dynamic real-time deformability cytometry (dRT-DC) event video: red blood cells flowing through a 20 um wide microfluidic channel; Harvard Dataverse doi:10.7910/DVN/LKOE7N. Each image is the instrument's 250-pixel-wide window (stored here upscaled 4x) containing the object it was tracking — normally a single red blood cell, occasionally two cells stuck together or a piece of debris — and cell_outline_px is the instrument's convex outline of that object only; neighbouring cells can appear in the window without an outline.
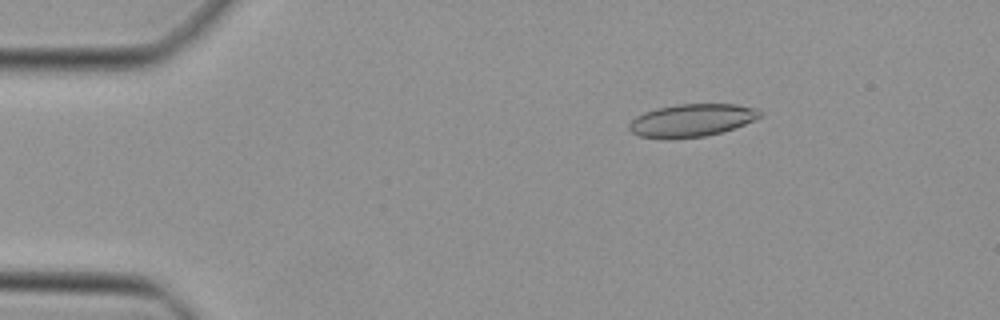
{"species": "Egyptian fruit bat (a non-hibernating species)", "species_latin": "Rousettus aegyptiacus", "temperature_condition": "cold", "stored_images_in_passage": 47, "camera_frame_rate_fps": 3000, "um_per_image_px": 0.085, "animal": {"sex": "female"}, "frame": {"image": 1, "passage_image": 8, "time_ms": 2.333, "image_size_px": [1000, 320], "cell_outline_px": [[764, 116], [744, 124], [720, 132], [704, 136], [664, 140], [640, 136], [632, 132], [628, 128], [628, 124], [636, 116], [644, 112], [656, 108], [676, 104], [736, 104], [752, 108], [764, 112]], "centroid_in_image_um": [58.76, 10.23], "position_along_channel_um": 26.2, "area_um2": 25.09}}
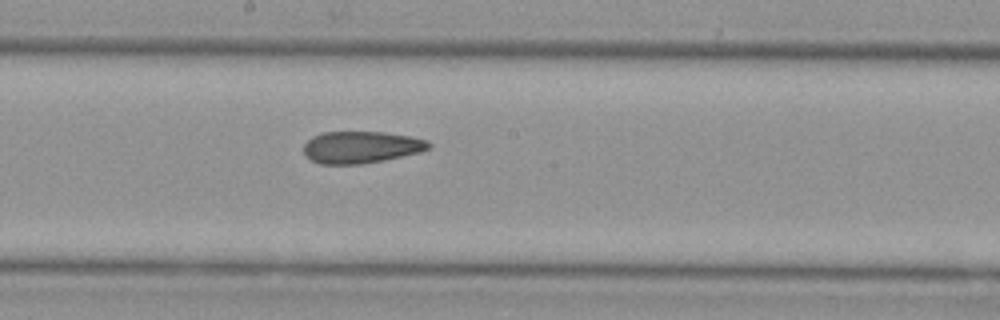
{"frame": {"image": 2, "passage_image": 26, "time_ms": 8.333, "image_size_px": [1000, 320], "cell_outline_px": [[432, 144], [428, 148], [420, 152], [384, 160], [360, 164], [320, 164], [312, 160], [304, 152], [304, 144], [312, 136], [324, 132], [384, 132], [408, 136], [428, 140]], "centroid_in_image_um": [30.69, 12.51], "position_along_channel_um": 217.5, "area_um2": 23.12}}
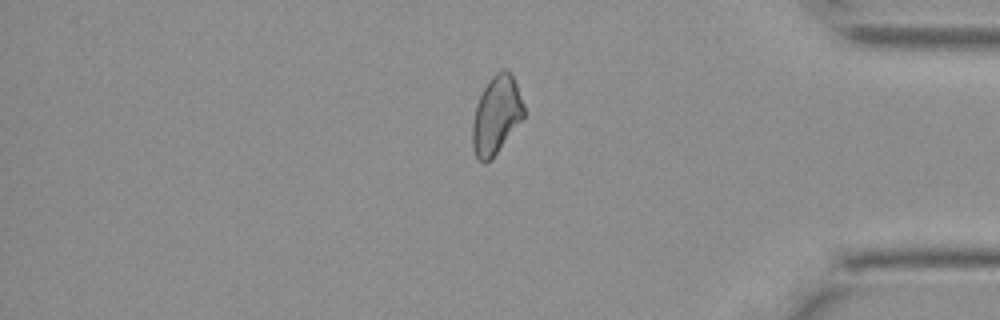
{"frame": {"image": 3, "passage_image": 40, "time_ms": 13.0, "image_size_px": [1000, 320], "cell_outline_px": [[524, 116], [492, 160], [484, 164], [476, 156], [472, 148], [472, 124], [476, 104], [488, 80], [500, 68], [508, 68], [512, 72], [524, 104]], "centroid_in_image_um": [42.18, 9.76], "position_along_channel_um": 393.0, "area_um2": 23.64}}